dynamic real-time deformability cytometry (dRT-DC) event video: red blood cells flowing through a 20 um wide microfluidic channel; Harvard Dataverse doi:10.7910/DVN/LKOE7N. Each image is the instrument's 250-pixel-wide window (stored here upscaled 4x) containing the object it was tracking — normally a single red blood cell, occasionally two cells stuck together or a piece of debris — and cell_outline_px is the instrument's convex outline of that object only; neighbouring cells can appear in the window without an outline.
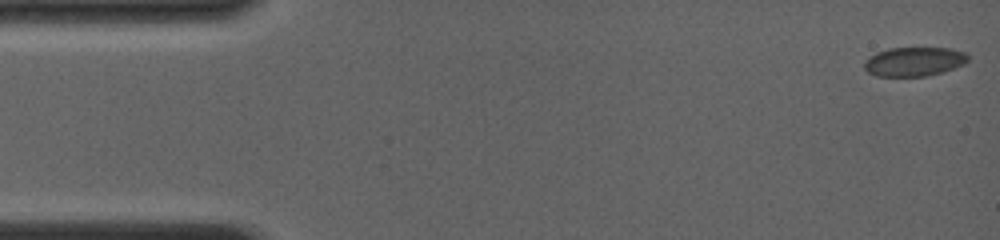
{"species": "common noctule bat (a hibernating species)", "species_latin": "Nyctalus noctula", "temperature_condition": "room temperature", "stored_images_in_passage": 26, "camera_frame_rate_fps": 4000, "um_per_image_px": 0.085, "animal": {"sex": "female", "body_mass_g": 19.0, "forearm_length_mm": 56.7}, "frame": {"image": 1, "passage_image": 1, "time_ms": 0.0, "image_size_px": [1000, 240], "cell_outline_px": [[968, 60], [952, 68], [940, 72], [924, 76], [876, 76], [868, 72], [864, 68], [864, 60], [876, 52], [888, 48], [948, 48], [964, 52], [968, 56]], "centroid_in_image_um": [77.62, 5.23], "position_along_channel_um": 7.4, "area_um2": 17.34}}
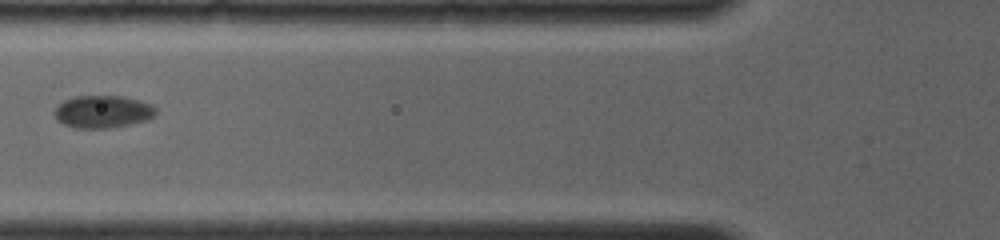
{"frame": {"image": 2, "passage_image": 15, "time_ms": 6.0, "image_size_px": [1000, 240], "cell_outline_px": [[156, 116], [148, 120], [108, 128], [76, 128], [64, 124], [56, 120], [56, 108], [64, 100], [76, 96], [120, 96], [152, 104], [156, 108]], "centroid_in_image_um": [8.76, 9.5], "position_along_channel_um": 117.0, "area_um2": 19.02}}
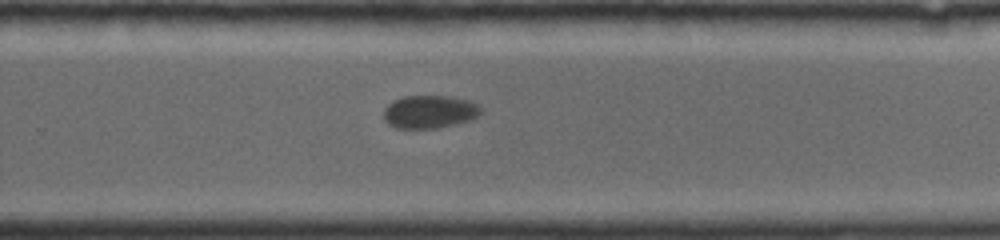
{"frame": {"image": 3, "passage_image": 26, "time_ms": 10.5, "image_size_px": [1000, 240], "cell_outline_px": [[480, 112], [472, 120], [436, 128], [396, 128], [388, 124], [384, 120], [384, 108], [392, 100], [404, 96], [452, 96], [468, 100], [476, 104], [480, 108]], "centroid_in_image_um": [36.47, 9.49], "position_along_channel_um": 293.3, "area_um2": 18.67}}